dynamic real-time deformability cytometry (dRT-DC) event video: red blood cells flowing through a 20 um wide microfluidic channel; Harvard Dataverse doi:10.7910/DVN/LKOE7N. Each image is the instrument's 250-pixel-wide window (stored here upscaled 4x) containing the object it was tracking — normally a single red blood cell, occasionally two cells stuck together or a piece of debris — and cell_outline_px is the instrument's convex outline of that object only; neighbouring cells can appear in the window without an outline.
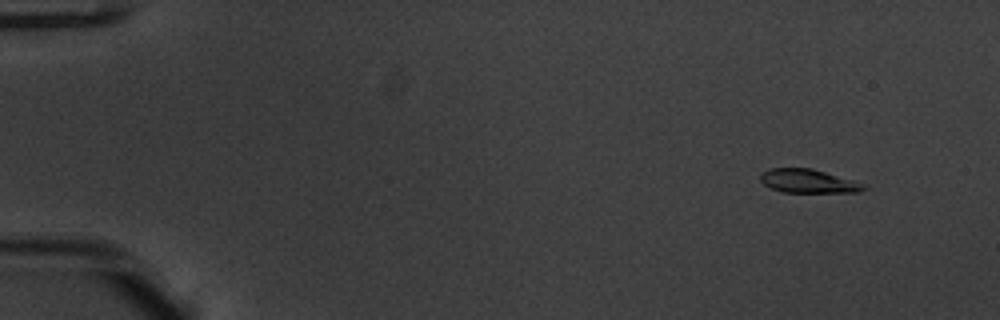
{"species": "common noctule bat (a hibernating species)", "species_latin": "Nyctalus noctula", "temperature_condition": "warm", "stored_images_in_passage": 55, "camera_frame_rate_fps": 3000, "um_per_image_px": 0.085, "animal": {"sex": "male", "body_mass_g": 20.1, "forearm_length_mm": 53.5}, "frame": {"image": 1, "passage_image": 6, "time_ms": 1.667, "image_size_px": [1000, 320], "cell_outline_px": [[868, 188], [860, 192], [784, 192], [772, 188], [764, 184], [760, 180], [760, 172], [768, 168], [812, 168], [856, 180], [864, 184]], "centroid_in_image_um": [68.73, 15.38], "position_along_channel_um": 16.3, "area_um2": 14.45}}
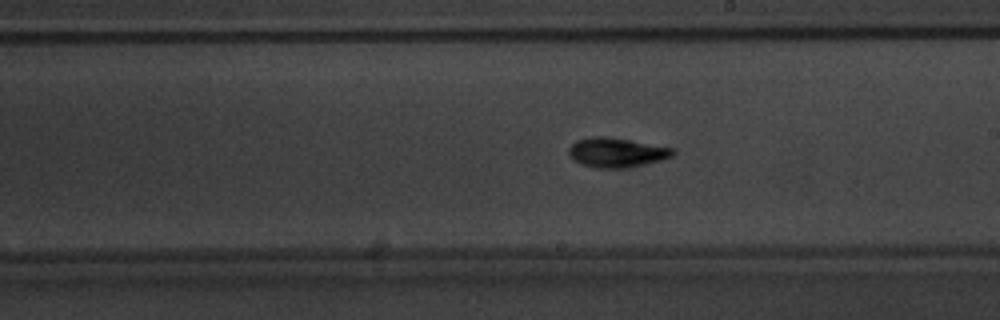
{"frame": {"image": 2, "passage_image": 33, "time_ms": 10.667, "image_size_px": [1000, 320], "cell_outline_px": [[676, 152], [672, 156], [660, 160], [644, 164], [624, 168], [596, 168], [580, 164], [568, 152], [568, 148], [576, 140], [592, 136], [604, 136], [676, 148]], "centroid_in_image_um": [52.42, 12.96], "position_along_channel_um": 236.6, "area_um2": 17.8}}
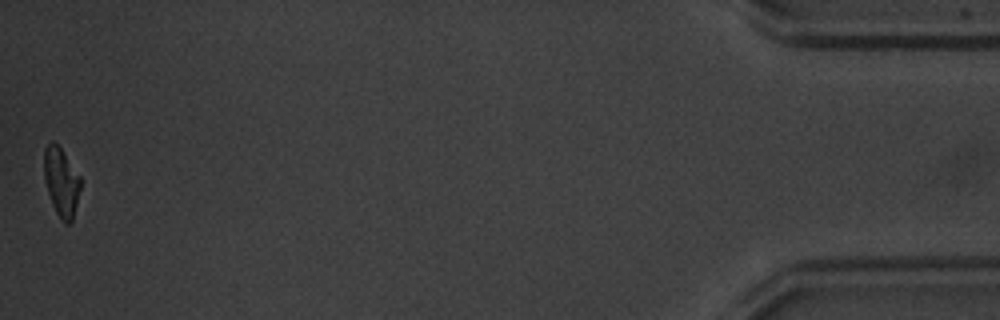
{"frame": {"image": 3, "passage_image": 55, "time_ms": 18.0, "image_size_px": [1000, 320], "cell_outline_px": [[80, 188], [72, 220], [68, 224], [64, 224], [56, 212], [52, 204], [44, 180], [44, 148], [52, 140], [60, 148], [80, 176]], "centroid_in_image_um": [5.19, 15.47], "position_along_channel_um": 430.0, "area_um2": 14.33}, "authors_computed_cell_mechanics": {"area_um2": 15.7794, "velocity_mm_per_s": 3.8151, "shape_relaxation_time_tau1_ms": 3.0348, "shape_relaxation_time_tau2_ms": 2.2532, "deformation_change_tau1": 0.1638, "deformation_change_tau2": 0.0925}}